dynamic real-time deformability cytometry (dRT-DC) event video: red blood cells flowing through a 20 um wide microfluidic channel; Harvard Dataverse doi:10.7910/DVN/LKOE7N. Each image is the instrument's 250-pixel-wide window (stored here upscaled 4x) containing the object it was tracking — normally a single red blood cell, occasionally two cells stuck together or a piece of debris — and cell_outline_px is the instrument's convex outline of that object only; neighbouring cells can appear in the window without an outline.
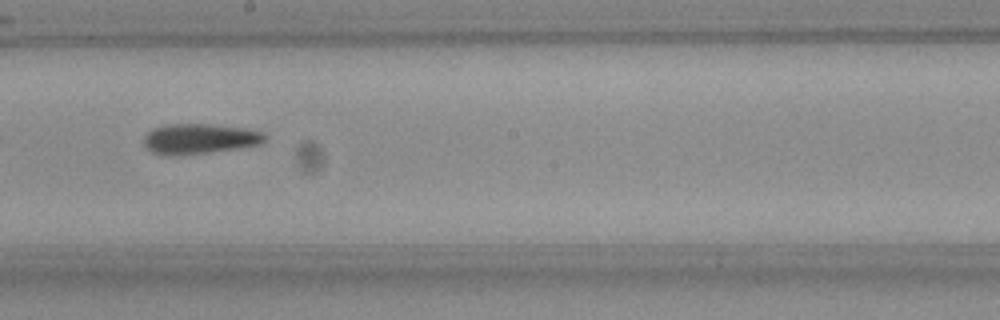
{"species": "Egyptian fruit bat (a non-hibernating species)", "species_latin": "Rousettus aegyptiacus", "temperature_condition": "room temperature", "stored_images_in_passage": 6, "camera_frame_rate_fps": 3000, "um_per_image_px": 0.085, "frame": {"image": 1, "passage_image": 5, "time_ms": 1.333, "image_size_px": [1000, 320], "cell_outline_px": [[268, 136], [260, 144], [240, 148], [208, 152], [168, 156], [164, 156], [152, 152], [144, 144], [144, 136], [152, 128], [168, 124], [212, 124], [248, 128], [264, 132]], "centroid_in_image_um": [16.98, 11.79], "position_along_channel_um": 231.2, "area_um2": 21.5}}
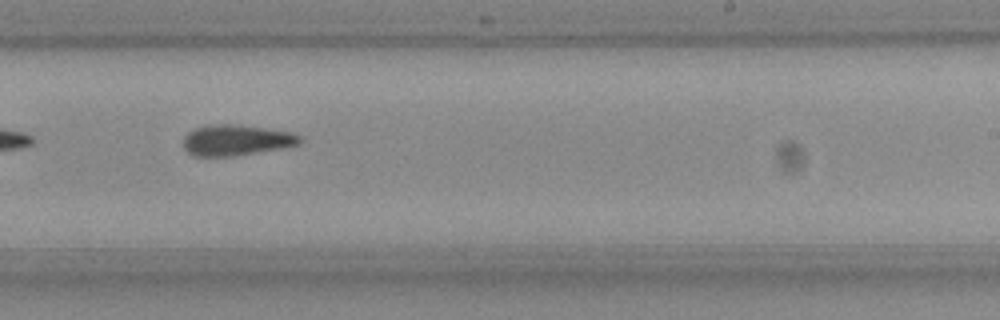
{"frame": {"image": 2, "passage_image": 6, "time_ms": 1.667, "image_size_px": [1000, 320], "cell_outline_px": [[304, 140], [300, 144], [280, 148], [232, 156], [192, 156], [184, 148], [184, 136], [188, 132], [196, 128], [208, 124], [236, 124], [292, 132], [300, 136]], "centroid_in_image_um": [20.07, 11.9], "position_along_channel_um": 268.9, "area_um2": 20.87}}